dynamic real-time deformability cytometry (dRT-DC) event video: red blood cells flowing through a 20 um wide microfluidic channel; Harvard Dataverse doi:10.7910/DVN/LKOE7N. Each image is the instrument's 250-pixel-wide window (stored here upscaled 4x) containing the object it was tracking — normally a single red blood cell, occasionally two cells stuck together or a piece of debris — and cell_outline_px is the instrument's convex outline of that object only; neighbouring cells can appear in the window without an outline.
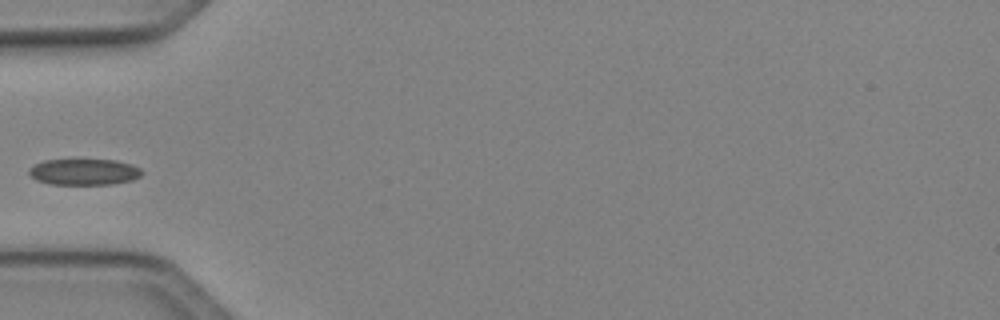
{"species": "Egyptian fruit bat (a non-hibernating species)", "species_latin": "Rousettus aegyptiacus", "temperature_condition": "cold", "stored_images_in_passage": 30, "camera_frame_rate_fps": 3000, "um_per_image_px": 0.085, "animal": {"sex": "female"}, "frame": {"image": 1, "passage_image": 1, "time_ms": 0.0, "image_size_px": [1000, 320], "cell_outline_px": [[144, 172], [140, 176], [132, 180], [112, 184], [48, 184], [36, 180], [28, 172], [28, 168], [44, 160], [116, 160], [132, 164], [140, 168]], "centroid_in_image_um": [7.16, 14.61], "position_along_channel_um": 77.8, "area_um2": 17.22}}
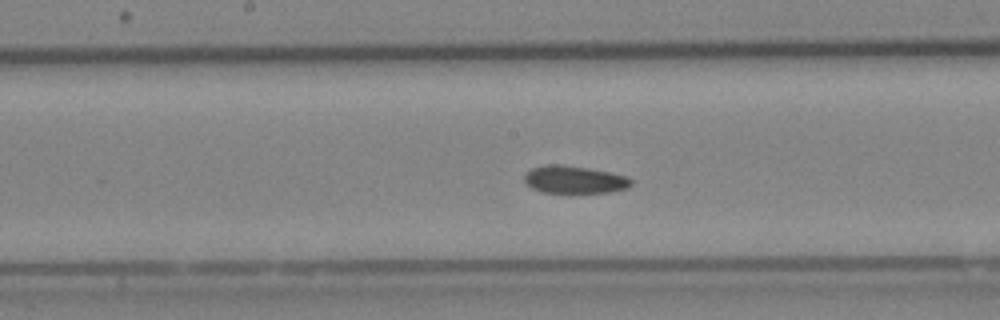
{"frame": {"image": 2, "passage_image": 10, "time_ms": 3.0, "image_size_px": [1000, 320], "cell_outline_px": [[632, 184], [628, 188], [608, 192], [540, 192], [532, 188], [524, 180], [524, 176], [532, 168], [548, 164], [560, 164], [588, 168], [628, 176], [632, 180]], "centroid_in_image_um": [48.84, 15.26], "position_along_channel_um": 199.4, "area_um2": 16.99}}
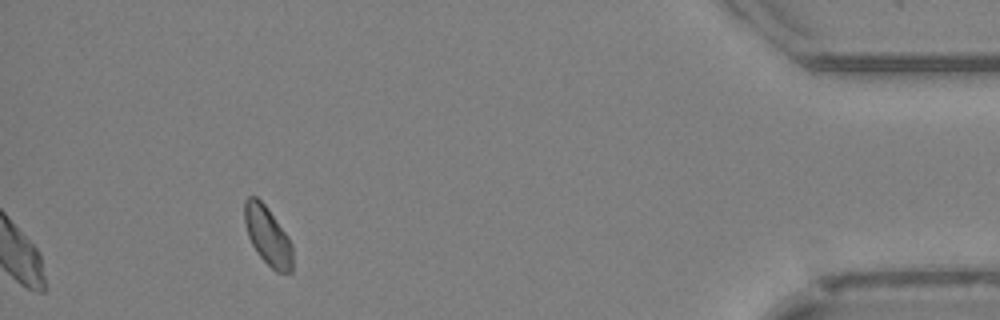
{"frame": {"image": 3, "passage_image": 30, "time_ms": 9.667, "image_size_px": [1000, 320], "cell_outline_px": [[292, 272], [276, 272], [260, 256], [252, 244], [248, 236], [244, 220], [244, 200], [248, 196], [256, 196], [268, 208], [288, 236], [292, 244]], "centroid_in_image_um": [22.75, 20.02], "position_along_channel_um": 412.5, "area_um2": 16.36}}